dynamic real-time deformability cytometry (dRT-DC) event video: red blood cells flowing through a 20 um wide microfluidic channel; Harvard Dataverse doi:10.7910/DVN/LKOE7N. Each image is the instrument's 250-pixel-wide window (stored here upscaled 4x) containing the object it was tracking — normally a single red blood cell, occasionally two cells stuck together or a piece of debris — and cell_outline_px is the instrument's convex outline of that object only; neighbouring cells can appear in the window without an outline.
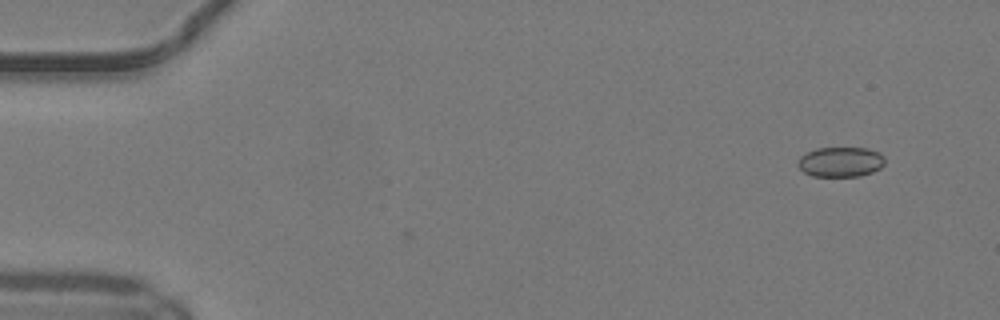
{"species": "common noctule bat (a hibernating species)", "species_latin": "Nyctalus noctula", "temperature_condition": "warm", "stored_images_in_passage": 41, "camera_frame_rate_fps": 3000, "um_per_image_px": 0.085, "animal": {"sex": "male", "body_mass_g": 19.2, "forearm_length_mm": 51.8}, "frame": {"image": 1, "passage_image": 1, "time_ms": 0.0, "image_size_px": [1000, 320], "cell_outline_px": [[884, 164], [880, 168], [872, 172], [860, 176], [812, 176], [804, 172], [796, 164], [796, 160], [800, 156], [816, 148], [868, 148], [880, 152], [884, 156]], "centroid_in_image_um": [71.44, 13.76], "position_along_channel_um": 13.6, "area_um2": 15.32}}
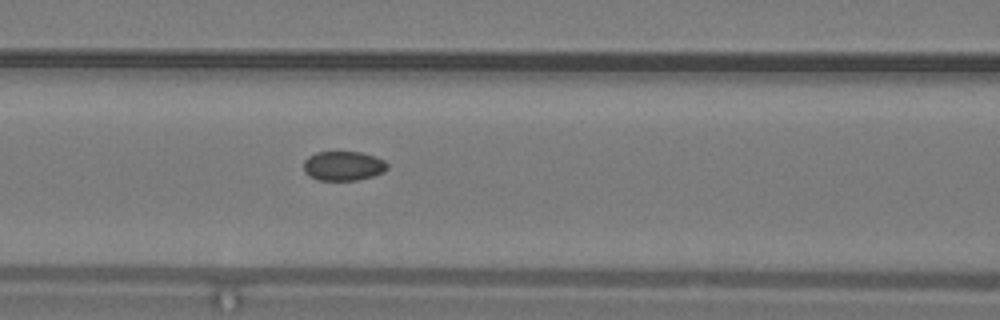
{"frame": {"image": 2, "passage_image": 19, "time_ms": 6.0, "image_size_px": [1000, 320], "cell_outline_px": [[388, 168], [384, 172], [372, 176], [356, 180], [316, 180], [308, 176], [304, 172], [304, 160], [308, 156], [316, 152], [360, 152], [376, 156], [384, 160], [388, 164]], "centroid_in_image_um": [29.17, 14.1], "position_along_channel_um": 137.4, "area_um2": 14.51}}
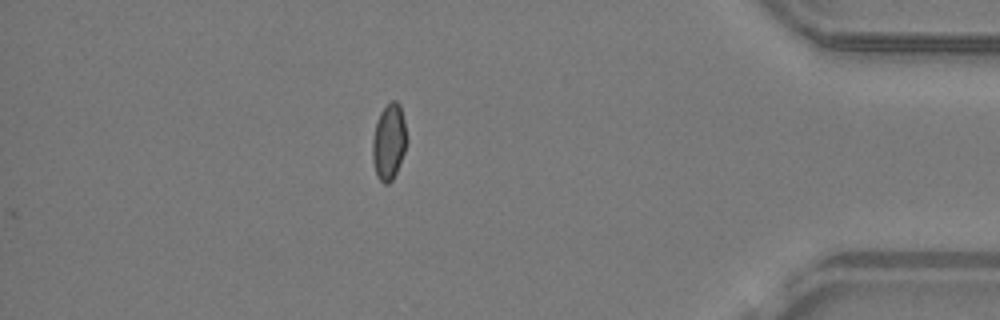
{"frame": {"image": 3, "passage_image": 41, "time_ms": 13.333, "image_size_px": [1000, 320], "cell_outline_px": [[408, 140], [404, 152], [396, 172], [392, 180], [388, 184], [384, 184], [376, 176], [372, 160], [372, 140], [376, 124], [380, 112], [392, 100], [396, 100], [400, 104], [404, 120]], "centroid_in_image_um": [33.06, 12.06], "position_along_channel_um": 402.1, "area_um2": 15.26}, "authors_computed_cell_mechanics": {"area_um2": 15.2592, "velocity_mm_per_s": 4.1786, "shape_relaxation_time_tau1_ms": null, "shape_relaxation_time_tau2_ms": 1.8361, "deformation_change_tau1": null, "deformation_change_tau2": 0.04}}